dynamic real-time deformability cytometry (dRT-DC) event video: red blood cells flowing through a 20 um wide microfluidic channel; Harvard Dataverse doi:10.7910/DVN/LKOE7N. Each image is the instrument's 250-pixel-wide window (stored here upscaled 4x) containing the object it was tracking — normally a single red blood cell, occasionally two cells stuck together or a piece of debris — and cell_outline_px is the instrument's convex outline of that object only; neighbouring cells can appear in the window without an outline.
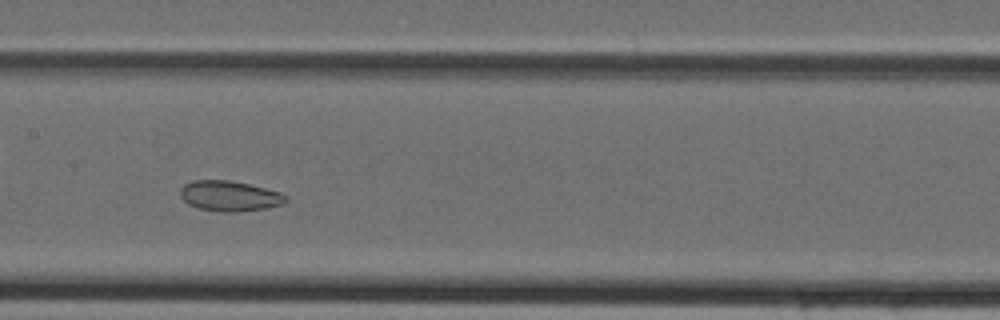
{"species": "Egyptian fruit bat (a non-hibernating species)", "species_latin": "Rousettus aegyptiacus", "temperature_condition": "cold", "stored_images_in_passage": 41, "camera_frame_rate_fps": 3000, "um_per_image_px": 0.085, "animal": {"sex": "female"}, "frame": {"image": 1, "passage_image": 18, "time_ms": 5.667, "image_size_px": [1000, 320], "cell_outline_px": [[288, 200], [284, 204], [268, 208], [236, 212], [224, 212], [200, 208], [188, 204], [180, 196], [180, 188], [184, 184], [192, 180], [232, 180], [280, 192], [288, 196]], "centroid_in_image_um": [19.53, 16.65], "position_along_channel_um": 187.9, "area_um2": 18.79}}
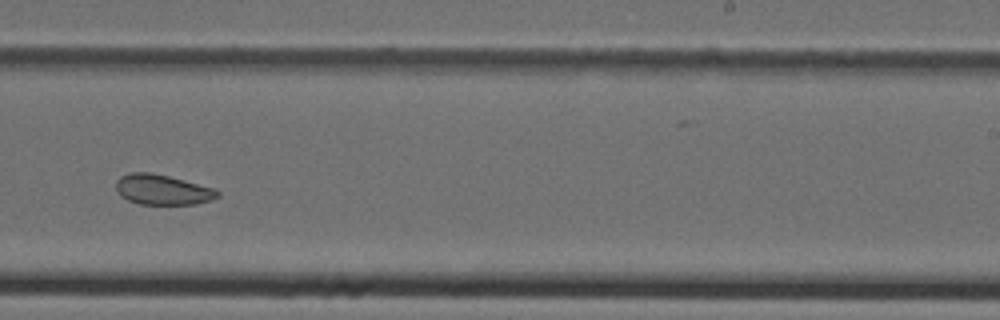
{"frame": {"image": 2, "passage_image": 24, "time_ms": 7.667, "image_size_px": [1000, 320], "cell_outline_px": [[220, 196], [212, 200], [196, 204], [140, 204], [128, 200], [120, 196], [116, 188], [116, 180], [120, 176], [132, 172], [152, 172], [216, 188], [220, 192]], "centroid_in_image_um": [13.83, 16.12], "position_along_channel_um": 275.2, "area_um2": 18.03}}